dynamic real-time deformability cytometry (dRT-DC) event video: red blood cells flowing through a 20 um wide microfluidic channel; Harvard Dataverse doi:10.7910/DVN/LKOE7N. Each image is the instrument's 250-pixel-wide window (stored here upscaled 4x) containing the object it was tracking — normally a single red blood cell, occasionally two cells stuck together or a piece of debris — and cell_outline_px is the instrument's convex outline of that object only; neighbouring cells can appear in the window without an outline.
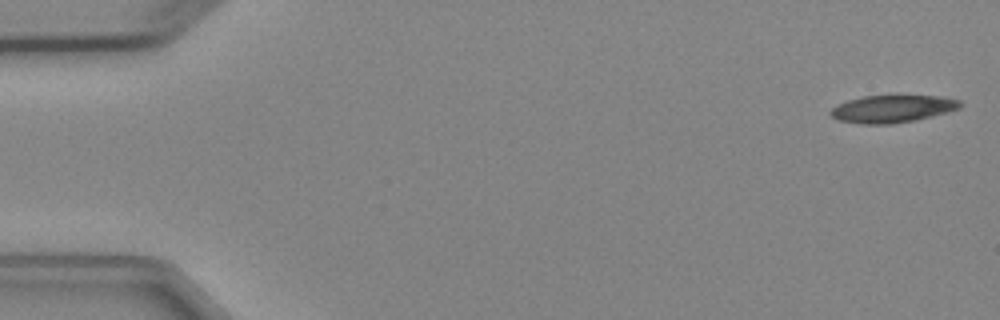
{"species": "Egyptian fruit bat (a non-hibernating species)", "species_latin": "Rousettus aegyptiacus", "temperature_condition": "cold", "stored_images_in_passage": 5, "camera_frame_rate_fps": 3000, "um_per_image_px": 0.085, "animal": {"sex": "female"}, "frame": {"image": 1, "passage_image": 1, "time_ms": 0.0, "image_size_px": [1000, 320], "cell_outline_px": [[960, 108], [932, 116], [916, 120], [892, 124], [860, 124], [840, 120], [832, 116], [828, 112], [832, 108], [848, 100], [864, 96], [940, 96], [960, 100]], "centroid_in_image_um": [75.85, 9.26], "position_along_channel_um": 9.2, "area_um2": 20.46}}
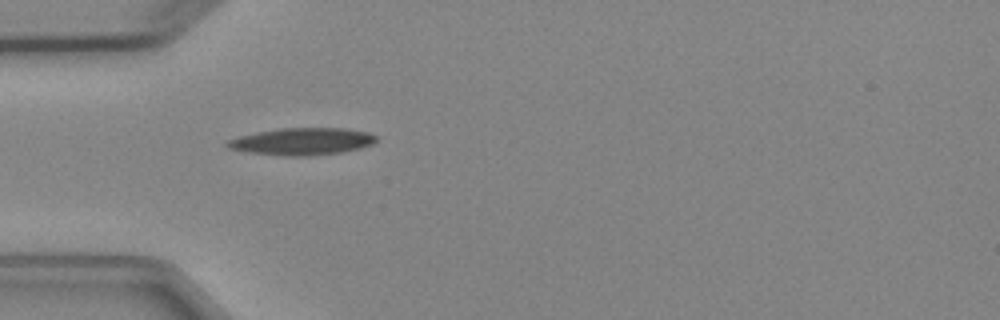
{"frame": {"image": 2, "passage_image": 5, "time_ms": 4.667, "image_size_px": [1000, 320], "cell_outline_px": [[376, 140], [372, 144], [360, 148], [340, 152], [308, 156], [288, 156], [248, 152], [228, 148], [224, 144], [228, 140], [240, 136], [256, 132], [280, 128], [344, 128], [368, 132], [376, 136]], "centroid_in_image_um": [25.66, 12.02], "position_along_channel_um": 59.3, "area_um2": 23.41}}